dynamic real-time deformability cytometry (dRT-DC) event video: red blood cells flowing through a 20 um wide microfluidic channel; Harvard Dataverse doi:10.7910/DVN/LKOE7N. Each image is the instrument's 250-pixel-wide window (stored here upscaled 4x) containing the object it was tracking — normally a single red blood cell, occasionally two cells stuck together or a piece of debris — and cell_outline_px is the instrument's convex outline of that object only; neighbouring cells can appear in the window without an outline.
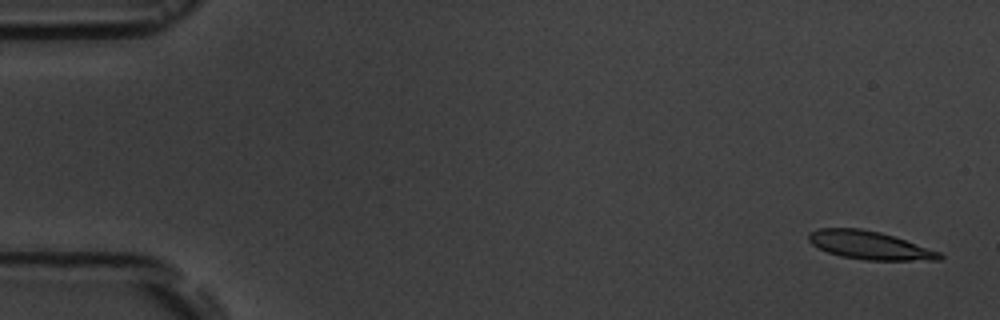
{"species": "common noctule bat (a hibernating species)", "species_latin": "Nyctalus noctula", "temperature_condition": "room temperature", "stored_images_in_passage": 5, "camera_frame_rate_fps": 3000, "um_per_image_px": 0.085, "animal": {"sex": "male", "body_mass_g": 19.5, "forearm_length_mm": 54.6}, "frame": {"image": 1, "passage_image": 1, "time_ms": 0.0, "image_size_px": [1000, 320], "cell_outline_px": [[944, 256], [940, 260], [864, 260], [840, 256], [828, 252], [812, 244], [808, 240], [808, 232], [820, 228], [860, 228], [880, 232], [940, 252]], "centroid_in_image_um": [73.88, 20.85], "position_along_channel_um": 11.1, "area_um2": 21.33}}
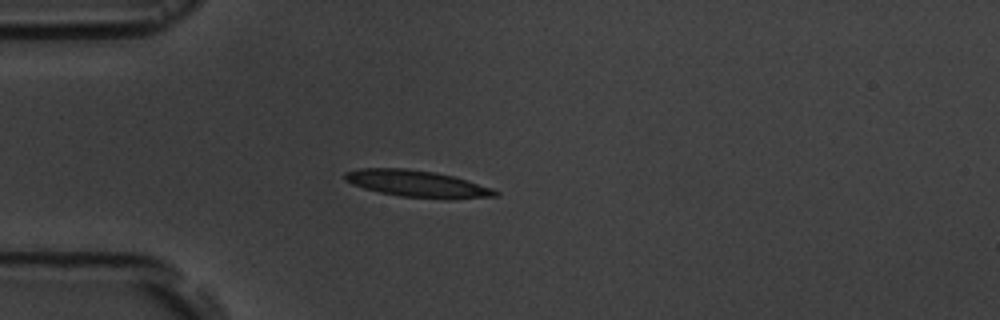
{"frame": {"image": 2, "passage_image": 5, "time_ms": 4.333, "image_size_px": [1000, 320], "cell_outline_px": [[500, 196], [452, 200], [444, 200], [400, 196], [380, 192], [364, 188], [352, 184], [344, 180], [344, 172], [360, 168], [404, 168], [432, 172], [452, 176], [468, 180], [492, 188], [500, 192]], "centroid_in_image_um": [35.51, 15.64], "position_along_channel_um": 49.5, "area_um2": 23.76}}